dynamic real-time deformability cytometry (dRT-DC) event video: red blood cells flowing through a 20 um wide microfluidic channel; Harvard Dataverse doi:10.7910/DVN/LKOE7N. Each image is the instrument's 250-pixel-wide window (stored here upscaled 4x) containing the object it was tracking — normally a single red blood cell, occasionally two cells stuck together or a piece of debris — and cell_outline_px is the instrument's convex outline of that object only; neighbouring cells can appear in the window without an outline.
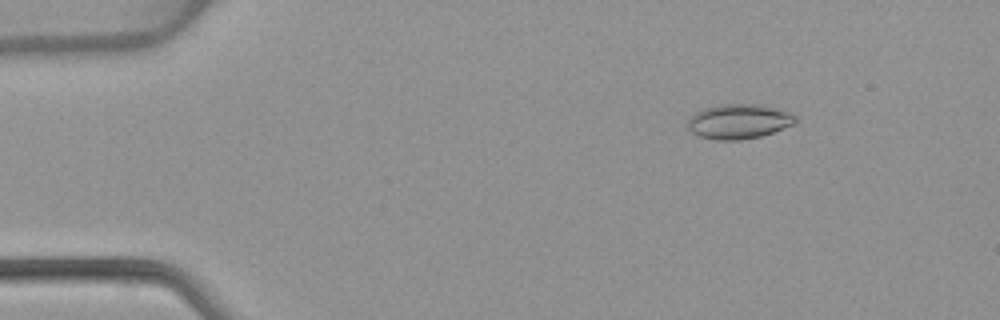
{"species": "common noctule bat (a hibernating species)", "species_latin": "Nyctalus noctula", "temperature_condition": "warm", "stored_images_in_passage": 52, "camera_frame_rate_fps": 3000, "um_per_image_px": 0.085, "animal": {"sex": "female", "body_mass_g": 22.7, "forearm_length_mm": 54.2}, "frame": {"image": 1, "passage_image": 7, "time_ms": 2.0, "image_size_px": [1000, 320], "cell_outline_px": [[796, 120], [792, 124], [772, 132], [760, 136], [740, 140], [716, 140], [700, 136], [692, 132], [688, 128], [688, 120], [696, 112], [704, 108], [720, 104], [764, 104], [788, 112], [796, 116]], "centroid_in_image_um": [62.78, 10.31], "position_along_channel_um": 22.2, "area_um2": 21.62}}
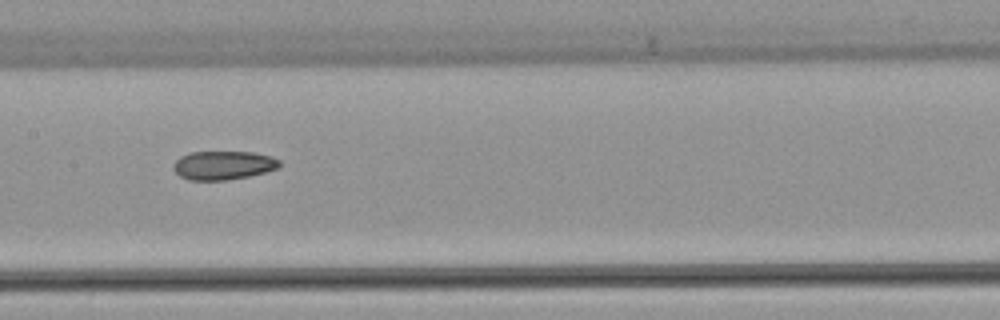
{"frame": {"image": 2, "passage_image": 26, "time_ms": 8.333, "image_size_px": [1000, 320], "cell_outline_px": [[280, 168], [248, 176], [228, 180], [188, 180], [180, 176], [172, 168], [172, 164], [180, 156], [188, 152], [252, 152], [272, 156], [280, 160]], "centroid_in_image_um": [18.97, 14.04], "position_along_channel_um": 188.4, "area_um2": 17.92}}
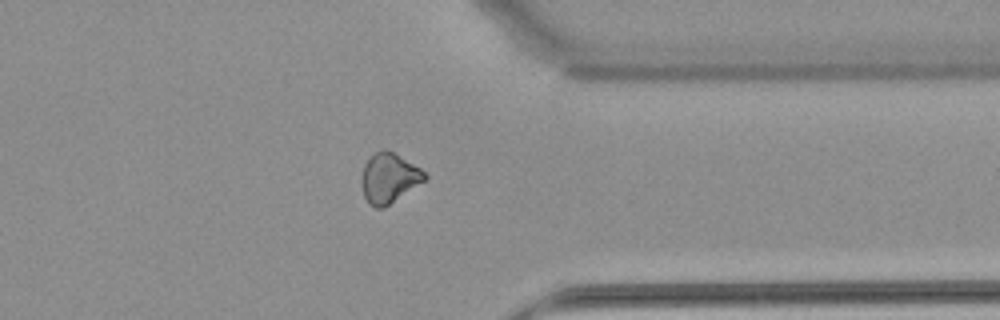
{"frame": {"image": 3, "passage_image": 41, "time_ms": 13.333, "image_size_px": [1000, 320], "cell_outline_px": [[428, 176], [424, 180], [384, 208], [376, 208], [368, 204], [364, 196], [360, 180], [364, 164], [376, 152], [392, 152], [420, 168]], "centroid_in_image_um": [33.03, 15.18], "position_along_channel_um": 378.4, "area_um2": 17.8}, "authors_computed_cell_mechanics": {"area_um2": 19.2185, "velocity_mm_per_s": 3.9283, "shape_relaxation_time_tau1_ms": null, "shape_relaxation_time_tau2_ms": 10.6807, "deformation_change_tau1": null, "deformation_change_tau2": 0.152}}